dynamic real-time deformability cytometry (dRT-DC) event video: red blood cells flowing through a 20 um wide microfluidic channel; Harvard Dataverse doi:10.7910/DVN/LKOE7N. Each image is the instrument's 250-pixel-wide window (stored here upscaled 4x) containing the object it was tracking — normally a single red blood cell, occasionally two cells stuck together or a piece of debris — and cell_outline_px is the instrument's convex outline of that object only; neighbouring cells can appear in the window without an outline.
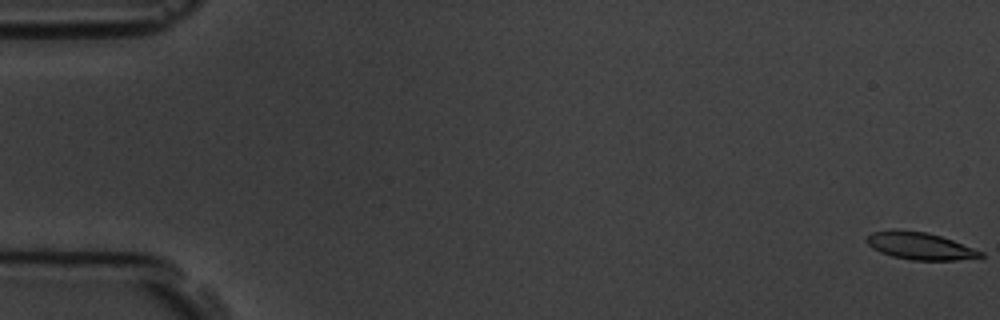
{"species": "common noctule bat (a hibernating species)", "species_latin": "Nyctalus noctula", "temperature_condition": "room temperature", "stored_images_in_passage": 5, "camera_frame_rate_fps": 3000, "um_per_image_px": 0.085, "animal": {"sex": "male", "body_mass_g": 19.5, "forearm_length_mm": 54.6}, "frame": {"image": 1, "passage_image": 1, "time_ms": 0.0, "image_size_px": [1000, 320], "cell_outline_px": [[984, 256], [956, 260], [912, 260], [892, 256], [880, 252], [872, 248], [864, 240], [872, 232], [896, 228], [924, 232], [940, 236], [952, 240], [984, 252]], "centroid_in_image_um": [78.15, 20.89], "position_along_channel_um": 6.9, "area_um2": 18.09}}